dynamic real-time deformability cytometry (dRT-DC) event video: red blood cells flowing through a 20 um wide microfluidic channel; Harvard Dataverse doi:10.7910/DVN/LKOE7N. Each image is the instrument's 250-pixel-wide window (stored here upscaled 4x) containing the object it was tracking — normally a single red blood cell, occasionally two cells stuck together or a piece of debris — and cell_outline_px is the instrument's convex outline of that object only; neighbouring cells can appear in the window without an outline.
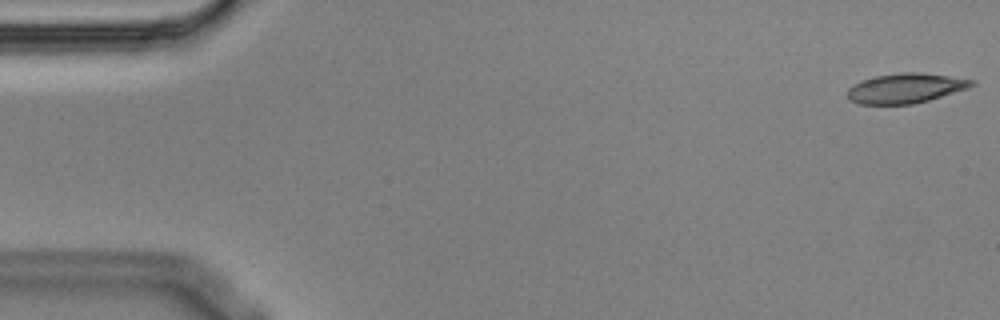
{"species": "Egyptian fruit bat (a non-hibernating species)", "species_latin": "Rousettus aegyptiacus", "temperature_condition": "cold", "stored_images_in_passage": 4, "camera_frame_rate_fps": 3000, "um_per_image_px": 0.085, "animal": {"sex": "male"}, "frame": {"image": 1, "passage_image": 1, "time_ms": 0.0, "image_size_px": [1000, 320], "cell_outline_px": [[976, 84], [968, 88], [928, 100], [912, 104], [860, 104], [848, 100], [848, 88], [860, 80], [876, 76], [900, 72], [920, 72], [976, 80]], "centroid_in_image_um": [76.96, 7.49], "position_along_channel_um": 8.0, "area_um2": 21.56}}
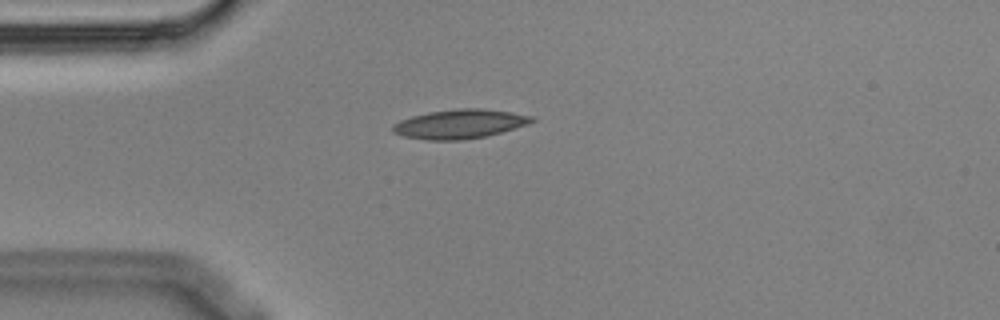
{"frame": {"image": 2, "passage_image": 4, "time_ms": 1.0, "image_size_px": [1000, 320], "cell_outline_px": [[536, 120], [528, 124], [500, 132], [484, 136], [460, 140], [428, 140], [404, 136], [392, 132], [392, 124], [400, 120], [412, 116], [428, 112], [456, 108], [480, 108], [512, 112], [536, 116]], "centroid_in_image_um": [39.08, 10.52], "position_along_channel_um": 45.9, "area_um2": 23.64}}